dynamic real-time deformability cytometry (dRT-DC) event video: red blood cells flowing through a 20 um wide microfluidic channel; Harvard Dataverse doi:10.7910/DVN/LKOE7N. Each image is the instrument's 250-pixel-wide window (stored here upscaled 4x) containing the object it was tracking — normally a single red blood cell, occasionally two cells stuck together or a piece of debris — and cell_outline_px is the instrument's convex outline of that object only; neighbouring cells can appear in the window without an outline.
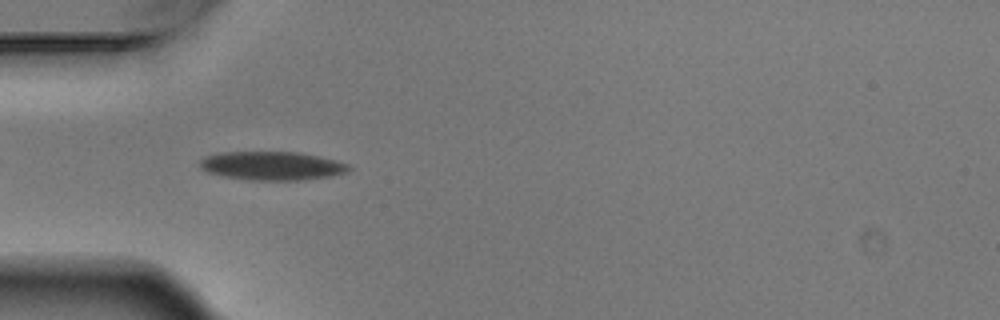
{"species": "Egyptian fruit bat (a non-hibernating species)", "species_latin": "Rousettus aegyptiacus", "temperature_condition": "warm", "stored_images_in_passage": 6, "camera_frame_rate_fps": 3000, "um_per_image_px": 0.085, "animal": {"sex": "male"}, "frame": {"image": 1, "passage_image": 4, "time_ms": 1.0, "image_size_px": [1000, 320], "cell_outline_px": [[352, 168], [348, 172], [328, 176], [300, 180], [252, 180], [224, 176], [208, 172], [200, 168], [200, 160], [204, 156], [220, 152], [300, 152], [320, 156], [336, 160], [348, 164]], "centroid_in_image_um": [23.12, 14.08], "position_along_channel_um": 61.9, "area_um2": 24.85}}
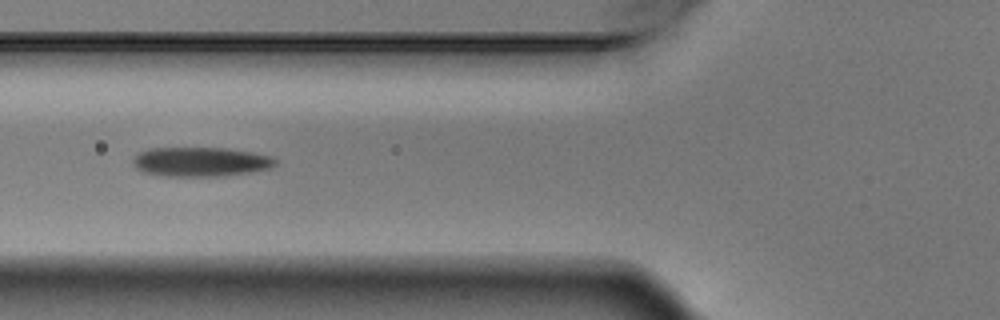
{"frame": {"image": 2, "passage_image": 5, "time_ms": 1.333, "image_size_px": [1000, 320], "cell_outline_px": [[276, 164], [268, 168], [248, 172], [220, 176], [164, 176], [140, 172], [132, 164], [132, 160], [136, 152], [148, 148], [228, 148], [252, 152], [272, 156], [276, 160]], "centroid_in_image_um": [16.97, 13.74], "position_along_channel_um": 108.8, "area_um2": 24.57}}
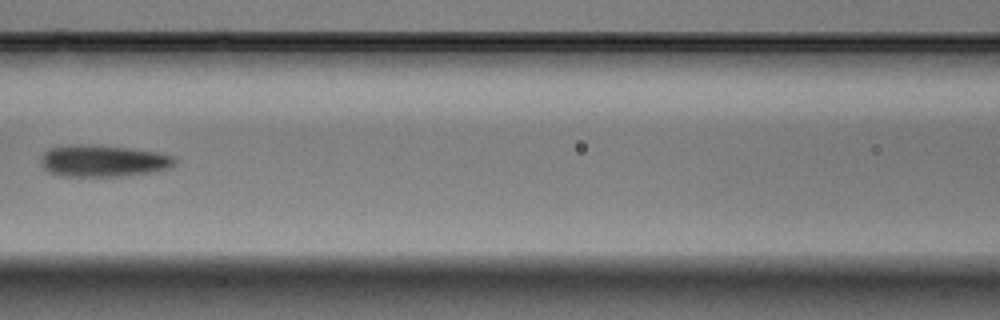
{"frame": {"image": 3, "passage_image": 6, "time_ms": 1.667, "image_size_px": [1000, 320], "cell_outline_px": [[180, 160], [172, 168], [124, 176], [60, 176], [48, 172], [40, 164], [40, 156], [48, 148], [76, 144], [80, 144], [128, 148], [156, 152], [172, 156]], "centroid_in_image_um": [8.75, 13.68], "position_along_channel_um": 157.8, "area_um2": 24.91}}